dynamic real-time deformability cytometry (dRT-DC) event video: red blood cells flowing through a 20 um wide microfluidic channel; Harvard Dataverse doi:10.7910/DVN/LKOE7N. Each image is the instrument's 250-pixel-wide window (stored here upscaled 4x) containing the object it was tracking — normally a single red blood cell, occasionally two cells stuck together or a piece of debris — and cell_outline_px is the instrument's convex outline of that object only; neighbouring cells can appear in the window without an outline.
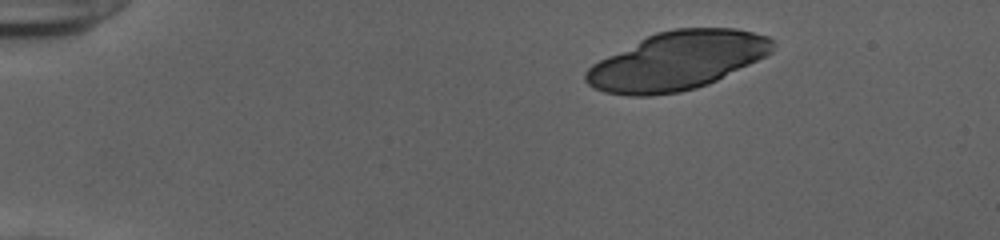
{"species": "human", "species_latin": "Homo sapiens", "temperature_condition": "cold", "stored_images_in_passage": 34, "camera_frame_rate_fps": 3000, "um_per_image_px": 0.085, "donor": {"sex": "female"}, "frame": {"image": 1, "passage_image": 1, "time_ms": 0.0, "image_size_px": [1000, 240], "cell_outline_px": [[776, 44], [772, 52], [708, 84], [696, 88], [680, 92], [648, 96], [628, 96], [604, 92], [588, 84], [584, 80], [584, 72], [592, 64], [656, 32], [672, 28], [736, 28], [768, 36], [776, 40]], "centroid_in_image_um": [57.56, 5.17], "position_along_channel_um": 27.4, "area_um2": 63.0}}